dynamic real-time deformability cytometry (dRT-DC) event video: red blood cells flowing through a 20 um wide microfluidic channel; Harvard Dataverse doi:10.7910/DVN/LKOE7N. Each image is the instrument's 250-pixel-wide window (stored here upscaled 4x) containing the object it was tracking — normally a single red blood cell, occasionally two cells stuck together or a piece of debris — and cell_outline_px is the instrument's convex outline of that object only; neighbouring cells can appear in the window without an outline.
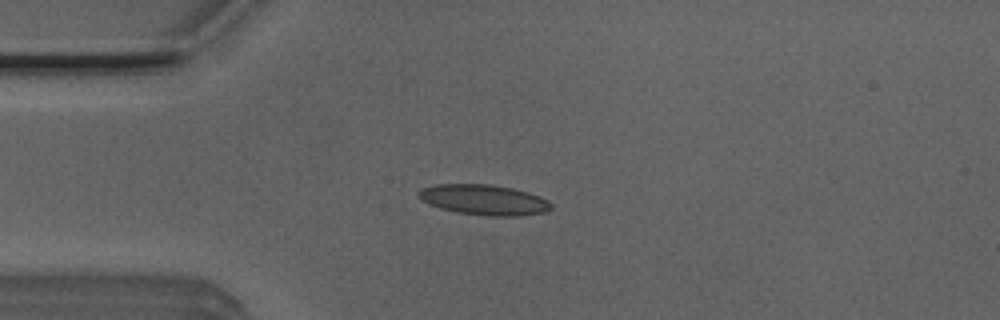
{"species": "Egyptian fruit bat (a non-hibernating species)", "species_latin": "Rousettus aegyptiacus", "temperature_condition": "room temperature", "stored_images_in_passage": 7, "camera_frame_rate_fps": 3000, "um_per_image_px": 0.085, "animal": {"sex": "male"}, "frame": {"image": 1, "passage_image": 1, "time_ms": 0.0, "image_size_px": [1000, 320], "cell_outline_px": [[552, 208], [544, 212], [520, 216], [492, 216], [456, 212], [440, 208], [428, 204], [420, 200], [416, 192], [420, 188], [436, 184], [488, 184], [512, 188], [528, 192], [548, 200], [552, 204]], "centroid_in_image_um": [41.09, 16.98], "position_along_channel_um": 43.9, "area_um2": 23.58}}